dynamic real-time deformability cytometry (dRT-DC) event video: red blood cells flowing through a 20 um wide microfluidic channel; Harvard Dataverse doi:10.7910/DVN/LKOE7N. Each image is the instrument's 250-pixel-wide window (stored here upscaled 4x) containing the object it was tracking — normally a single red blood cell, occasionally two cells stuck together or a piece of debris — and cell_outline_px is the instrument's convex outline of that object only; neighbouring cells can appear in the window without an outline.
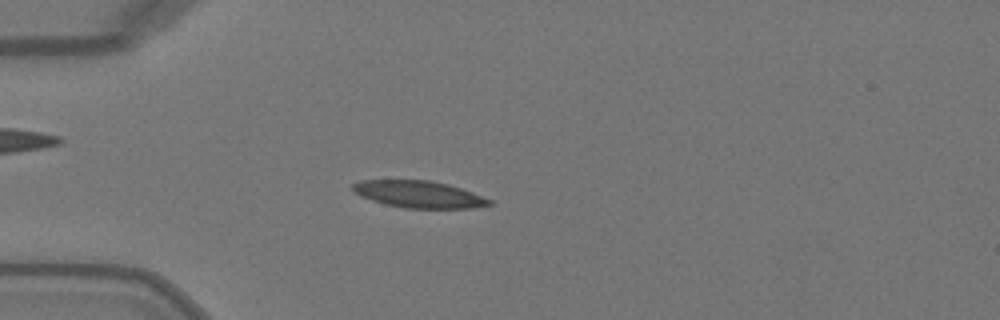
{"species": "Egyptian fruit bat (a non-hibernating species)", "species_latin": "Rousettus aegyptiacus", "temperature_condition": "warm", "stored_images_in_passage": 49, "camera_frame_rate_fps": 3000, "um_per_image_px": 0.085, "animal": {"sex": "female"}, "frame": {"image": 1, "passage_image": 13, "time_ms": 4.0, "image_size_px": [1000, 320], "cell_outline_px": [[492, 204], [468, 208], [404, 208], [384, 204], [360, 196], [352, 188], [352, 184], [360, 180], [428, 180], [448, 184], [472, 192], [492, 200]], "centroid_in_image_um": [35.58, 16.51], "position_along_channel_um": 49.4, "area_um2": 21.27}}
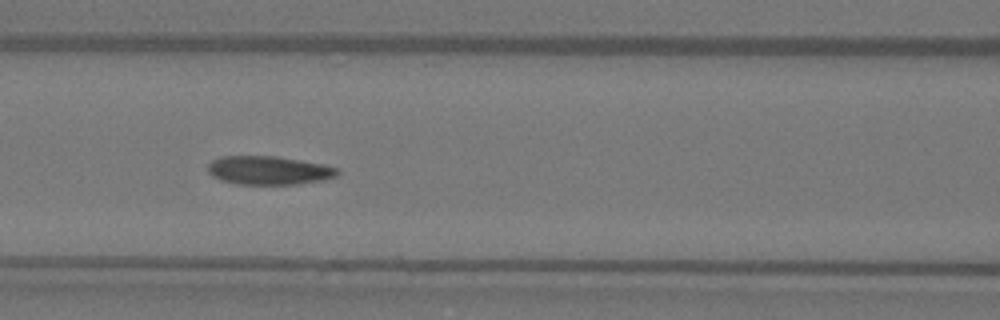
{"frame": {"image": 2, "passage_image": 21, "time_ms": 6.667, "image_size_px": [1000, 320], "cell_outline_px": [[340, 172], [336, 176], [324, 180], [296, 184], [236, 184], [220, 180], [212, 176], [208, 172], [208, 164], [212, 160], [224, 156], [276, 156], [324, 164], [340, 168]], "centroid_in_image_um": [22.87, 14.48], "position_along_channel_um": 143.7, "area_um2": 21.73}}
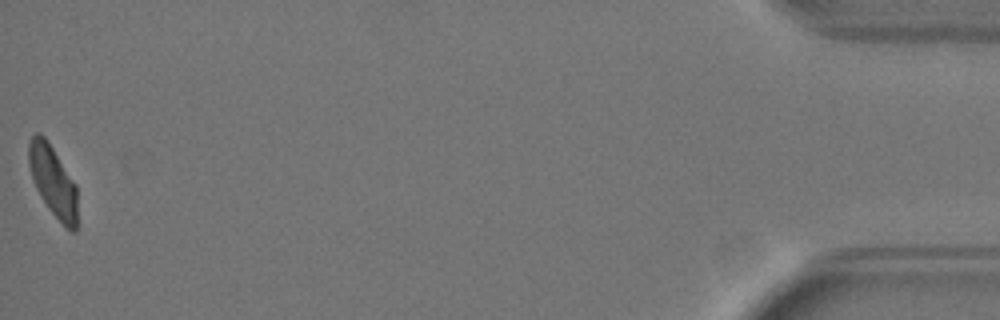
{"frame": {"image": 3, "passage_image": 49, "time_ms": 16.0, "image_size_px": [1000, 320], "cell_outline_px": [[76, 232], [72, 232], [64, 228], [48, 208], [40, 196], [32, 180], [28, 164], [28, 140], [36, 132], [40, 132], [44, 136], [76, 184]], "centroid_in_image_um": [4.47, 15.41], "position_along_channel_um": 430.7, "area_um2": 20.17}, "authors_computed_cell_mechanics": {"area_um2": 21.5594, "velocity_mm_per_s": 4.0879, "shape_relaxation_time_tau1_ms": 6.4497, "shape_relaxation_time_tau2_ms": 2.0457, "deformation_change_tau1": 0.1705, "deformation_change_tau2": 0.0686}}